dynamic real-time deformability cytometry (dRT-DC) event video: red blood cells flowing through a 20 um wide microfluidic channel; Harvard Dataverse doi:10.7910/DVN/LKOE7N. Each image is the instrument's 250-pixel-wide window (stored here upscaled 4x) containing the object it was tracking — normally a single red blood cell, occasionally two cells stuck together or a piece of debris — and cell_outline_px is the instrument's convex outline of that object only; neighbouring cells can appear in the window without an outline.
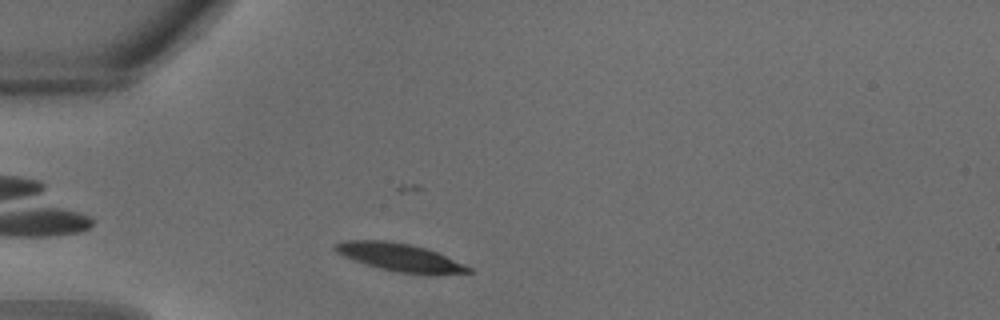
{"species": "common noctule bat (a hibernating species)", "species_latin": "Nyctalus noctula", "temperature_condition": "warm", "stored_images_in_passage": 26, "camera_frame_rate_fps": 3000, "um_per_image_px": 0.085, "animal": {"sex": "male", "body_mass_g": 18.8}, "frame": {"image": 1, "passage_image": 2, "time_ms": 0.333, "image_size_px": [1000, 320], "cell_outline_px": [[476, 272], [432, 276], [424, 276], [396, 272], [380, 268], [344, 256], [336, 252], [332, 248], [332, 244], [344, 240], [384, 240], [408, 244], [424, 248], [436, 252], [472, 268]], "centroid_in_image_um": [34.03, 21.9], "position_along_channel_um": 51.0, "area_um2": 21.91}}
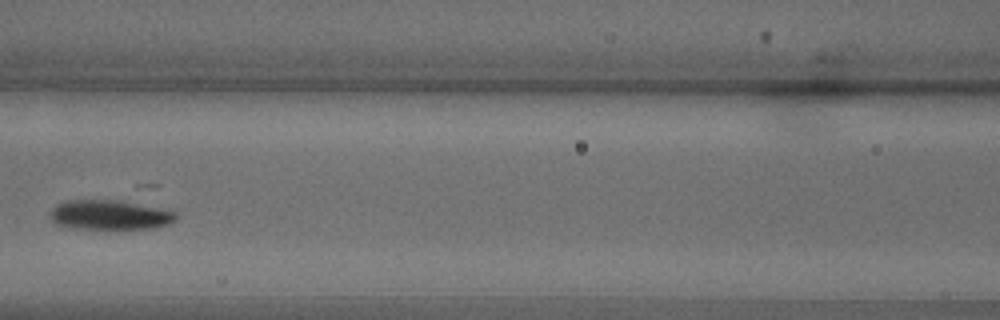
{"frame": {"image": 2, "passage_image": 8, "time_ms": 2.333, "image_size_px": [1000, 320], "cell_outline_px": [[176, 220], [168, 224], [156, 228], [72, 228], [56, 224], [48, 216], [48, 212], [56, 204], [68, 200], [116, 200], [176, 212]], "centroid_in_image_um": [9.25, 18.27], "position_along_channel_um": 157.3, "area_um2": 21.44}}
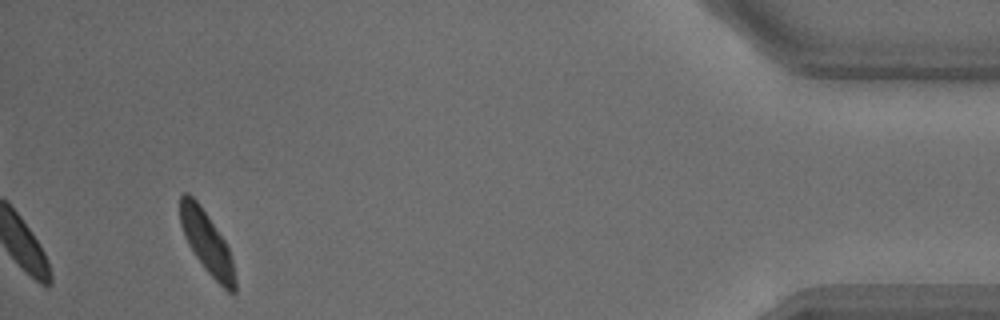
{"frame": {"image": 3, "passage_image": 24, "time_ms": 7.667, "image_size_px": [1000, 320], "cell_outline_px": [[236, 292], [228, 292], [204, 268], [188, 244], [184, 236], [180, 224], [180, 196], [184, 192], [188, 192], [196, 200], [208, 216], [224, 240], [228, 248], [232, 260], [236, 280]], "centroid_in_image_um": [17.57, 20.6], "position_along_channel_um": 417.6, "area_um2": 19.54}}